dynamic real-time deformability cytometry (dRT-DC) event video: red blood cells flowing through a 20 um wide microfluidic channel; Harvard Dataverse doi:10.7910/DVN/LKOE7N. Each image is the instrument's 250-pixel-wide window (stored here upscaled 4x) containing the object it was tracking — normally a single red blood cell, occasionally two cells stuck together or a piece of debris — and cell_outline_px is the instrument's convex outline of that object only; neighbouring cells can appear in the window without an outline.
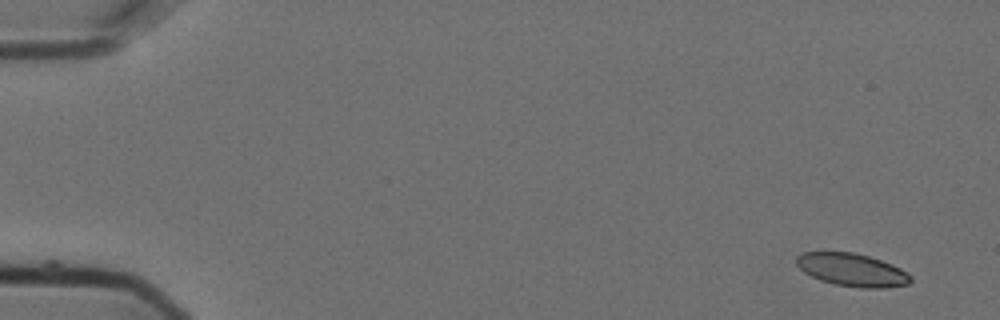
{"species": "Egyptian fruit bat (a non-hibernating species)", "species_latin": "Rousettus aegyptiacus", "temperature_condition": "cold", "stored_images_in_passage": 6, "camera_frame_rate_fps": 3000, "um_per_image_px": 0.085, "animal": {"sex": "female"}, "frame": {"image": 1, "passage_image": 1, "time_ms": 0.0, "image_size_px": [1000, 320], "cell_outline_px": [[912, 280], [908, 284], [884, 288], [860, 288], [836, 284], [820, 280], [804, 272], [796, 264], [796, 256], [804, 252], [852, 252], [868, 256], [892, 264], [900, 268], [912, 276]], "centroid_in_image_um": [72.43, 22.94], "position_along_channel_um": 12.6, "area_um2": 21.79}}